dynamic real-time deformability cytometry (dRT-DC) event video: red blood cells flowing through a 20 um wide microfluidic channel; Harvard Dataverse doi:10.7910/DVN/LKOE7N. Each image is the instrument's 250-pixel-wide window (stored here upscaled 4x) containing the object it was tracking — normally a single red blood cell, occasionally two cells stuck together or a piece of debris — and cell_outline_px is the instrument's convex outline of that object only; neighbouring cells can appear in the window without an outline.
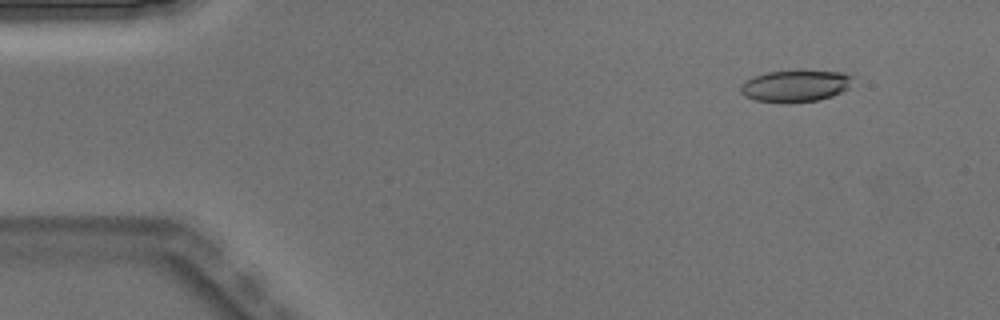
{"species": "Egyptian fruit bat (a non-hibernating species)", "species_latin": "Rousettus aegyptiacus", "temperature_condition": "warm", "stored_images_in_passage": 5, "camera_frame_rate_fps": 3000, "um_per_image_px": 0.085, "animal": {"sex": "male"}, "frame": {"image": 1, "passage_image": 2, "time_ms": 0.333, "image_size_px": [1000, 320], "cell_outline_px": [[856, 76], [848, 88], [832, 96], [820, 100], [788, 104], [756, 100], [744, 96], [740, 92], [740, 84], [752, 76], [768, 72], [804, 68], [840, 72]], "centroid_in_image_um": [67.63, 7.27], "position_along_channel_um": 17.4, "area_um2": 21.79}}